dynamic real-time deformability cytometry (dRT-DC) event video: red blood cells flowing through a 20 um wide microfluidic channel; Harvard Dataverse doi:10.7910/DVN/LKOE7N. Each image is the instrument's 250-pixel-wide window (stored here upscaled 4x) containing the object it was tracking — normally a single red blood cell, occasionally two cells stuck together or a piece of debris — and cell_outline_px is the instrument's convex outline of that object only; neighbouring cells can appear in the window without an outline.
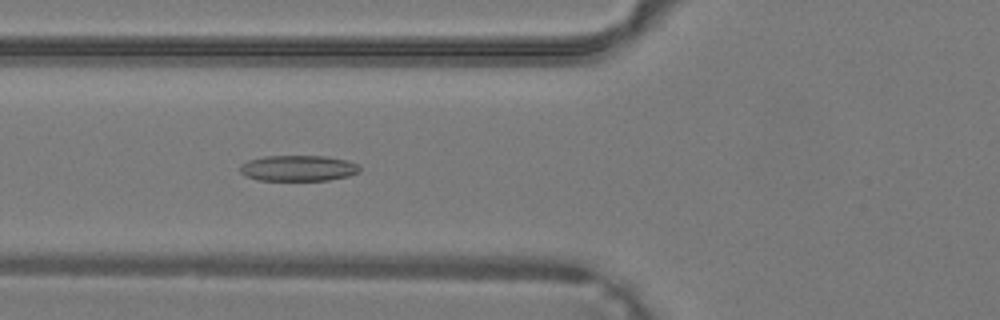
{"species": "common noctule bat (a hibernating species)", "species_latin": "Nyctalus noctula", "temperature_condition": "warm", "stored_images_in_passage": 41, "camera_frame_rate_fps": 3000, "um_per_image_px": 0.085, "animal": {"sex": "male", "body_mass_g": 19.2, "forearm_length_mm": 51.8}, "frame": {"image": 1, "passage_image": 16, "time_ms": 5.0, "image_size_px": [1000, 320], "cell_outline_px": [[360, 168], [356, 172], [348, 176], [328, 180], [260, 180], [244, 176], [240, 172], [240, 164], [248, 160], [264, 156], [324, 156], [344, 160], [356, 164]], "centroid_in_image_um": [25.27, 14.29], "position_along_channel_um": 100.5, "area_um2": 17.8}}
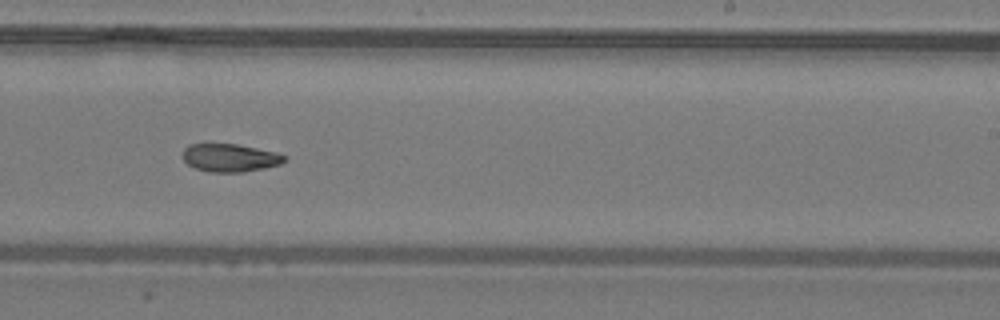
{"frame": {"image": 2, "passage_image": 26, "time_ms": 8.333, "image_size_px": [1000, 320], "cell_outline_px": [[284, 160], [280, 164], [264, 168], [244, 172], [212, 172], [196, 168], [188, 164], [184, 160], [184, 148], [188, 144], [236, 144], [276, 152], [284, 156]], "centroid_in_image_um": [19.53, 13.41], "position_along_channel_um": 269.5, "area_um2": 16.3}}
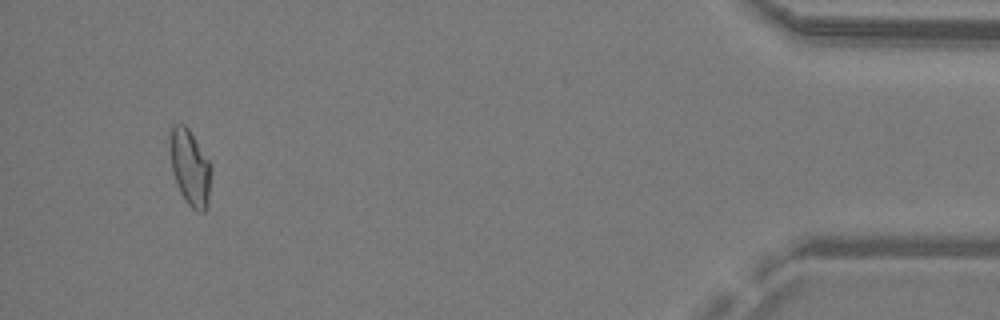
{"frame": {"image": 3, "passage_image": 39, "time_ms": 12.667, "image_size_px": [1000, 320], "cell_outline_px": [[212, 172], [208, 208], [204, 212], [196, 212], [188, 204], [180, 192], [172, 172], [172, 124], [184, 124], [188, 128], [212, 164]], "centroid_in_image_um": [16.23, 14.32], "position_along_channel_um": 419.0, "area_um2": 18.09}}